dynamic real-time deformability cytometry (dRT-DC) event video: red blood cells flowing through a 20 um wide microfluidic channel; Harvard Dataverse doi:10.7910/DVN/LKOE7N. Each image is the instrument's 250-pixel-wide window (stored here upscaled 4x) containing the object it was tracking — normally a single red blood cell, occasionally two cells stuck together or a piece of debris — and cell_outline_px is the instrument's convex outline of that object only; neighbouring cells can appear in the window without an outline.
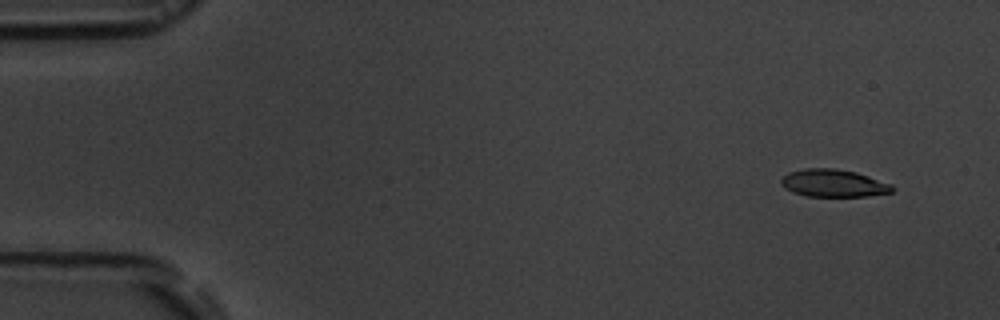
{"species": "common noctule bat (a hibernating species)", "species_latin": "Nyctalus noctula", "temperature_condition": "room temperature", "stored_images_in_passage": 3, "camera_frame_rate_fps": 3000, "um_per_image_px": 0.085, "animal": {"sex": "male", "body_mass_g": 19.5, "forearm_length_mm": 54.6}, "frame": {"image": 1, "passage_image": 1, "time_ms": 0.0, "image_size_px": [1000, 320], "cell_outline_px": [[896, 188], [892, 192], [868, 196], [808, 196], [792, 192], [784, 188], [780, 184], [780, 180], [788, 172], [804, 168], [836, 168], [856, 172], [892, 184]], "centroid_in_image_um": [70.84, 15.56], "position_along_channel_um": 14.2, "area_um2": 17.98}}
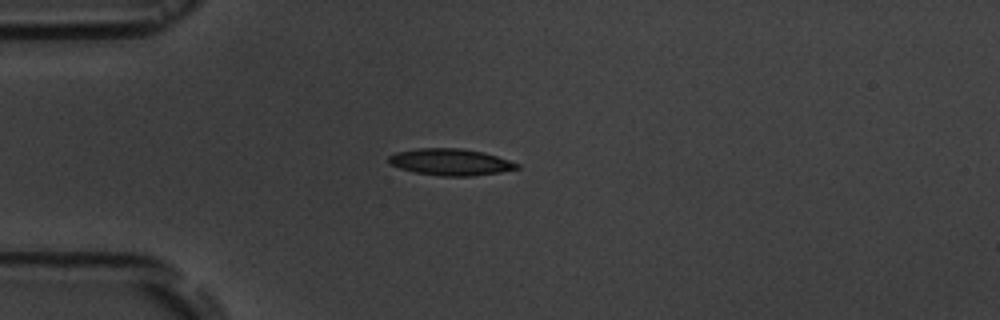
{"frame": {"image": 2, "passage_image": 2, "time_ms": 3.667, "image_size_px": [1000, 320], "cell_outline_px": [[520, 168], [500, 172], [472, 176], [440, 176], [416, 172], [400, 168], [388, 164], [388, 156], [396, 152], [416, 148], [460, 148], [484, 152], [520, 164]], "centroid_in_image_um": [38.27, 13.77], "position_along_channel_um": 46.7, "area_um2": 19.94}}
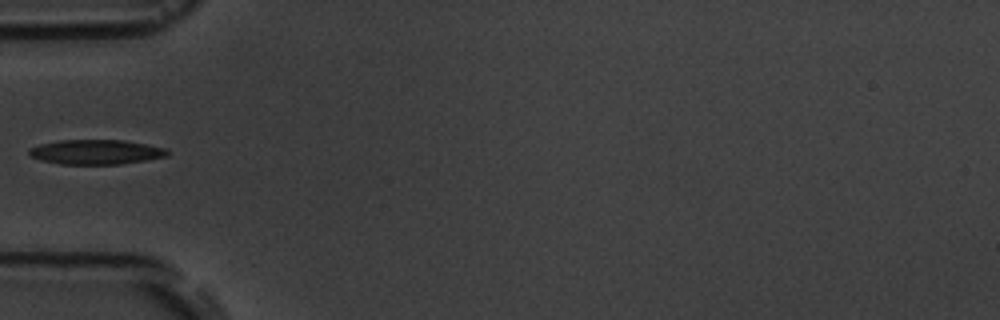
{"frame": {"image": 3, "passage_image": 3, "time_ms": 5.0, "image_size_px": [1000, 320], "cell_outline_px": [[168, 156], [120, 164], [60, 164], [40, 160], [32, 156], [28, 152], [28, 148], [40, 144], [60, 140], [124, 140], [168, 148]], "centroid_in_image_um": [8.16, 12.91], "position_along_channel_um": 76.8, "area_um2": 19.88}}